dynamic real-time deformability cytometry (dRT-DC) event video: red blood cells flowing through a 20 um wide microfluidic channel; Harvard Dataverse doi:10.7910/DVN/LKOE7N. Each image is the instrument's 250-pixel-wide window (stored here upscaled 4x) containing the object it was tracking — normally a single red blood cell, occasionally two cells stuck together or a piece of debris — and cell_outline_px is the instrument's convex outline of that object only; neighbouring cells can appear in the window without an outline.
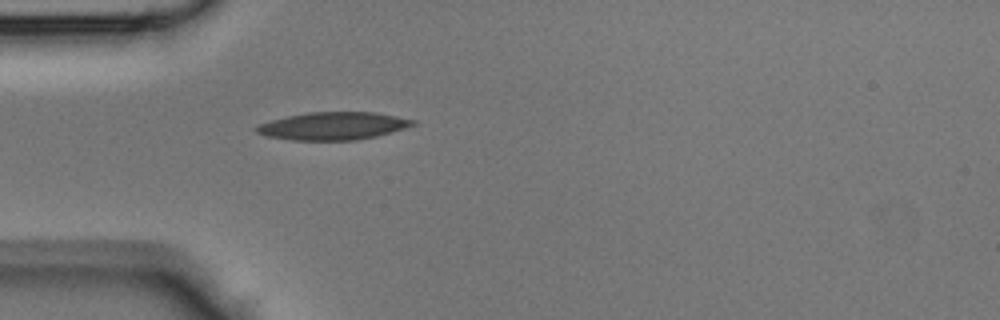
{"species": "Egyptian fruit bat (a non-hibernating species)", "species_latin": "Rousettus aegyptiacus", "temperature_condition": "room temperature", "stored_images_in_passage": 31, "camera_frame_rate_fps": 3000, "um_per_image_px": 0.085, "animal": {"sex": "male"}, "frame": {"image": 1, "passage_image": 1, "time_ms": 0.0, "image_size_px": [1000, 320], "cell_outline_px": [[416, 124], [404, 128], [376, 136], [356, 140], [292, 140], [264, 136], [256, 132], [252, 128], [256, 124], [288, 116], [308, 112], [376, 112], [416, 120]], "centroid_in_image_um": [28.26, 10.7], "position_along_channel_um": 56.7, "area_um2": 25.32}}
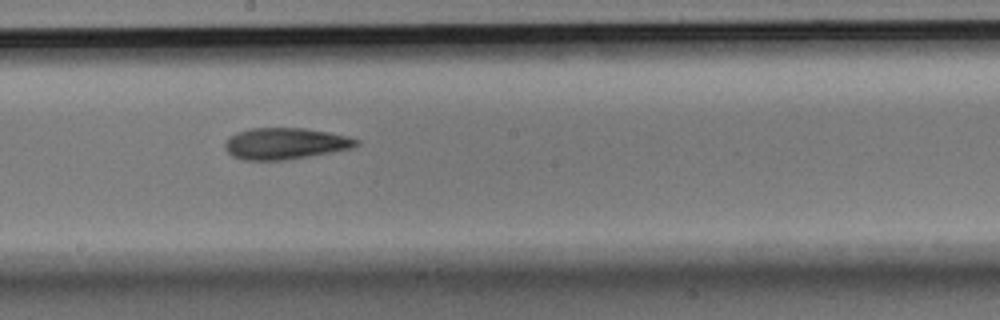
{"frame": {"image": 2, "passage_image": 12, "time_ms": 3.667, "image_size_px": [1000, 320], "cell_outline_px": [[360, 144], [352, 148], [308, 156], [284, 160], [244, 160], [232, 156], [224, 148], [224, 144], [228, 136], [236, 132], [248, 128], [304, 128], [328, 132], [348, 136], [360, 140]], "centroid_in_image_um": [24.21, 12.19], "position_along_channel_um": 224.0, "area_um2": 24.16}}
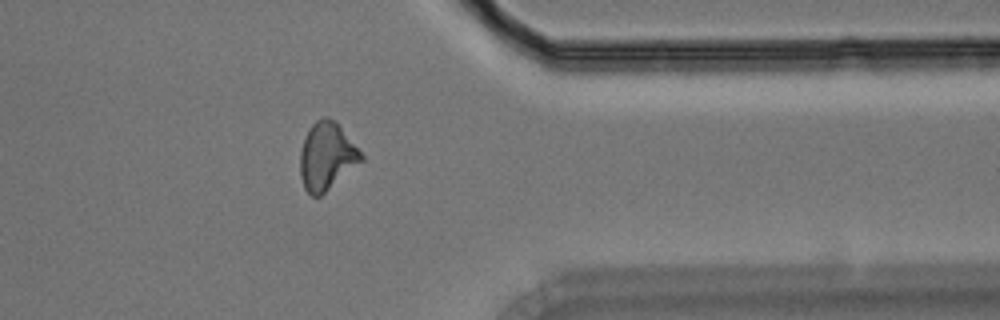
{"frame": {"image": 3, "passage_image": 23, "time_ms": 7.333, "image_size_px": [1000, 320], "cell_outline_px": [[364, 160], [320, 196], [312, 196], [304, 188], [300, 176], [300, 152], [304, 140], [312, 124], [316, 120], [324, 116], [332, 120], [340, 128], [364, 156]], "centroid_in_image_um": [27.75, 13.32], "position_along_channel_um": 383.6, "area_um2": 23.47}}